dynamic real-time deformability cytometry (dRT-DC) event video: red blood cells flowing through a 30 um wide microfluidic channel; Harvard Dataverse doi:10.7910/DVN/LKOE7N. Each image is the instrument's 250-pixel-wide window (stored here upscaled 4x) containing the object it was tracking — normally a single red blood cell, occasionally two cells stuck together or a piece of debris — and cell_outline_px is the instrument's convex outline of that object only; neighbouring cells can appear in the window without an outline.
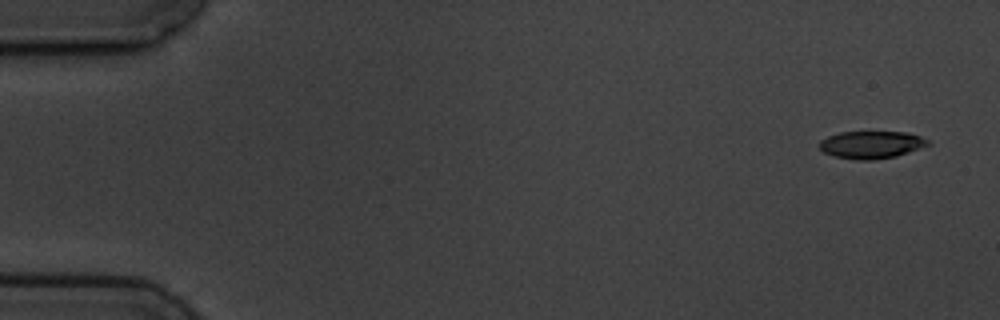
{"species": "common noctule bat (a hibernating species)", "species_latin": "Nyctalus noctula", "temperature_condition": "cold", "stored_images_in_passage": 5, "camera_frame_rate_fps": 3000, "um_per_image_px": 0.085, "animal": {"sex": "male", "body_mass_g": 19.5, "forearm_length_mm": 54.6}, "frame": {"image": 1, "passage_image": 1, "time_ms": 0.0, "image_size_px": [1000, 320], "cell_outline_px": [[932, 144], [896, 156], [872, 160], [856, 160], [836, 156], [824, 152], [820, 148], [820, 140], [828, 136], [840, 132], [904, 132], [920, 136], [928, 140]], "centroid_in_image_um": [74.07, 12.3], "position_along_channel_um": 10.9, "area_um2": 17.22}}
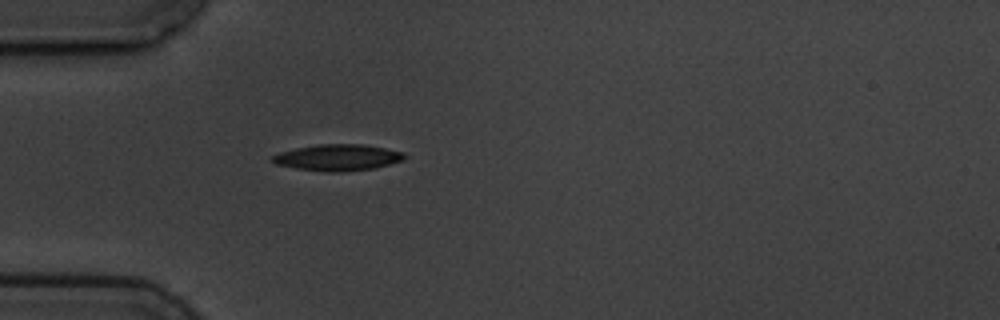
{"frame": {"image": 2, "passage_image": 5, "time_ms": 4.667, "image_size_px": [1000, 320], "cell_outline_px": [[408, 156], [404, 160], [376, 168], [340, 172], [332, 172], [296, 168], [276, 164], [268, 160], [272, 156], [280, 152], [296, 148], [320, 144], [364, 144], [404, 152]], "centroid_in_image_um": [28.73, 13.39], "position_along_channel_um": 56.3, "area_um2": 20.35}}